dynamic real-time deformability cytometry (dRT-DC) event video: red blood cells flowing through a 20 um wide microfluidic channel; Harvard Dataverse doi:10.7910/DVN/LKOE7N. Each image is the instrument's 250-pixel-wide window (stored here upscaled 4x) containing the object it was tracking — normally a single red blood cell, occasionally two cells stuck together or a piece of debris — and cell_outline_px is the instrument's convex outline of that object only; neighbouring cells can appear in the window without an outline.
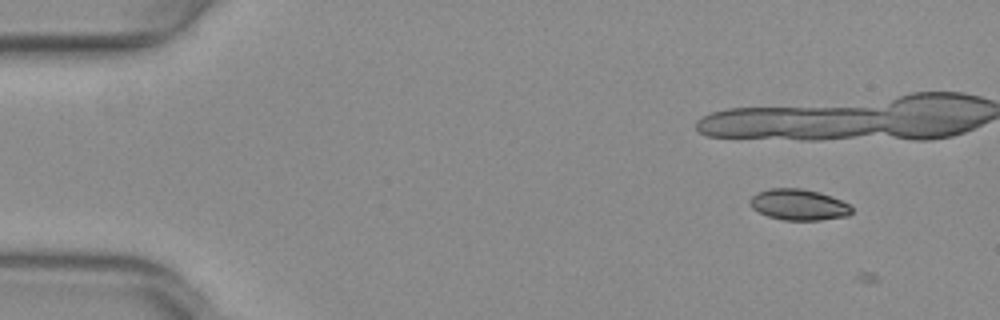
{"species": "common noctule bat (a hibernating species)", "species_latin": "Nyctalus noctula", "temperature_condition": "warm", "stored_images_in_passage": 3, "camera_frame_rate_fps": 3000, "um_per_image_px": 0.085, "animal": {"sex": "female", "body_mass_g": 29.2, "forearm_length_mm": 56.3}, "frame": {"image": 1, "passage_image": 2, "time_ms": 0.333, "image_size_px": [1000, 320], "cell_outline_px": [[852, 212], [848, 216], [820, 220], [784, 220], [768, 216], [752, 208], [748, 200], [756, 192], [768, 188], [800, 188], [820, 192], [832, 196], [848, 204], [852, 208]], "centroid_in_image_um": [67.87, 17.39], "position_along_channel_um": 17.1, "area_um2": 18.5}}